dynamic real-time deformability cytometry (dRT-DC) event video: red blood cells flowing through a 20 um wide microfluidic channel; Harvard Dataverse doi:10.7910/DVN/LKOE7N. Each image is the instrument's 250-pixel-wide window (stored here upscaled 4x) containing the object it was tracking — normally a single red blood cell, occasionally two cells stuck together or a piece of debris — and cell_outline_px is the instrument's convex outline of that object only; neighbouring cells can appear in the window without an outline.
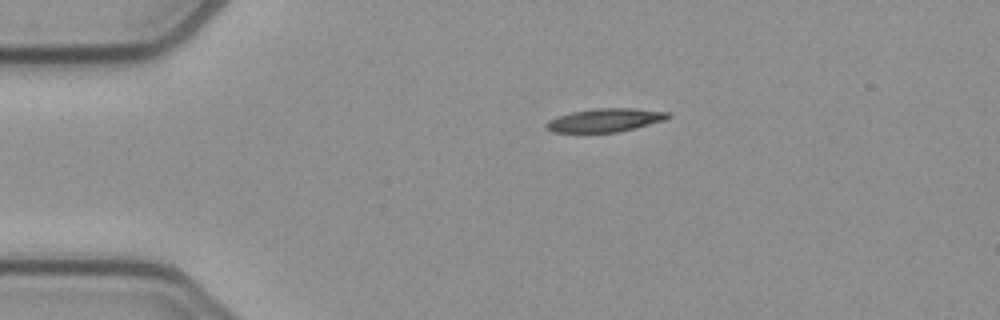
{"species": "common noctule bat (a hibernating species)", "species_latin": "Nyctalus noctula", "temperature_condition": "cold", "stored_images_in_passage": 43, "camera_frame_rate_fps": 3000, "um_per_image_px": 0.085, "animal": {"sex": "female", "body_mass_g": 21.9}, "frame": {"image": 1, "passage_image": 1, "time_ms": 0.0, "image_size_px": [1000, 320], "cell_outline_px": [[672, 116], [664, 120], [616, 132], [552, 132], [544, 128], [544, 124], [548, 120], [572, 112], [592, 108], [632, 108], [668, 112]], "centroid_in_image_um": [51.38, 10.2], "position_along_channel_um": 33.6, "area_um2": 16.42}}
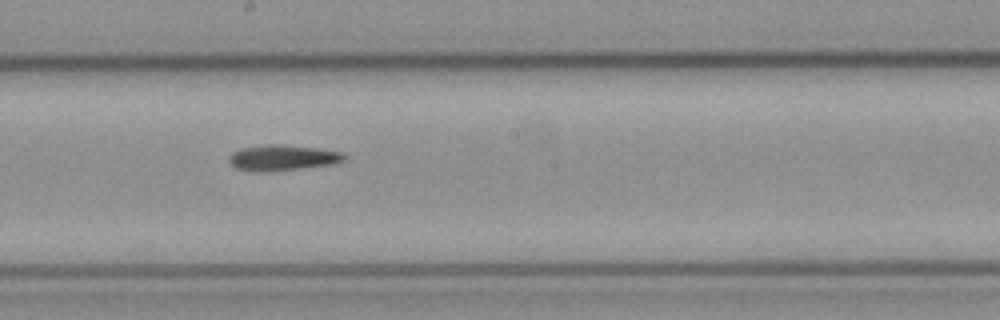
{"frame": {"image": 2, "passage_image": 19, "time_ms": 6.0, "image_size_px": [1000, 320], "cell_outline_px": [[348, 156], [344, 160], [336, 164], [264, 172], [252, 172], [236, 168], [228, 160], [228, 156], [232, 152], [240, 148], [268, 144], [276, 144], [320, 148], [344, 152]], "centroid_in_image_um": [24.04, 13.4], "position_along_channel_um": 224.2, "area_um2": 17.51}}
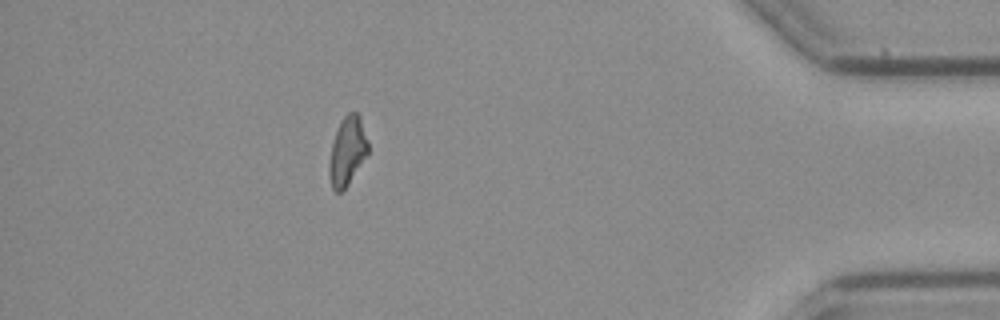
{"frame": {"image": 3, "passage_image": 37, "time_ms": 12.0, "image_size_px": [1000, 320], "cell_outline_px": [[368, 156], [348, 184], [340, 192], [336, 192], [332, 188], [328, 176], [328, 164], [332, 144], [336, 132], [344, 116], [348, 112], [356, 112], [360, 116], [368, 140]], "centroid_in_image_um": [29.53, 12.87], "position_along_channel_um": 405.7, "area_um2": 15.66}}